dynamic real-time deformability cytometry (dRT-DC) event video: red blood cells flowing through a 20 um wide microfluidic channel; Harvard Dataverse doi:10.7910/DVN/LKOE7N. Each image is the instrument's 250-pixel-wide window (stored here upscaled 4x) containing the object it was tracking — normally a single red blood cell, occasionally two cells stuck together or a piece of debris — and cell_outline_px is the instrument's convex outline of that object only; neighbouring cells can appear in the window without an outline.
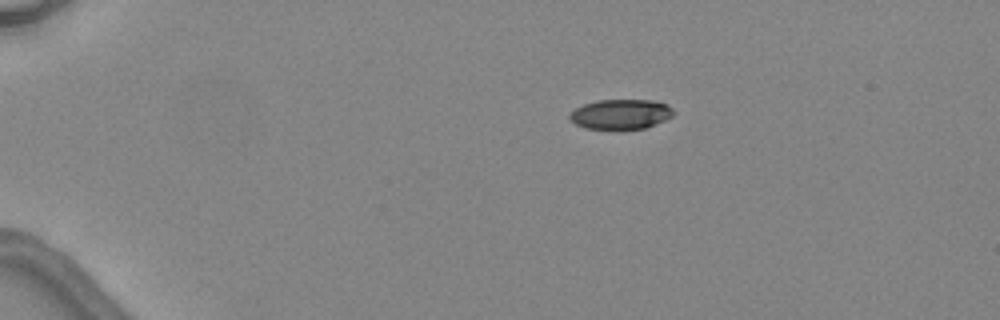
{"species": "common noctule bat (a hibernating species)", "species_latin": "Nyctalus noctula", "temperature_condition": "warm", "stored_images_in_passage": 3, "camera_frame_rate_fps": 3000, "um_per_image_px": 0.085, "animal": {"sex": "female", "body_mass_g": 24.6, "forearm_length_mm": 56.2}, "frame": {"image": 1, "passage_image": 1, "time_ms": 0.0, "image_size_px": [1000, 320], "cell_outline_px": [[672, 116], [664, 120], [644, 128], [588, 128], [576, 124], [568, 116], [568, 112], [584, 104], [596, 100], [652, 100], [668, 104], [672, 108]], "centroid_in_image_um": [52.74, 9.68], "position_along_channel_um": 32.3, "area_um2": 17.74}}